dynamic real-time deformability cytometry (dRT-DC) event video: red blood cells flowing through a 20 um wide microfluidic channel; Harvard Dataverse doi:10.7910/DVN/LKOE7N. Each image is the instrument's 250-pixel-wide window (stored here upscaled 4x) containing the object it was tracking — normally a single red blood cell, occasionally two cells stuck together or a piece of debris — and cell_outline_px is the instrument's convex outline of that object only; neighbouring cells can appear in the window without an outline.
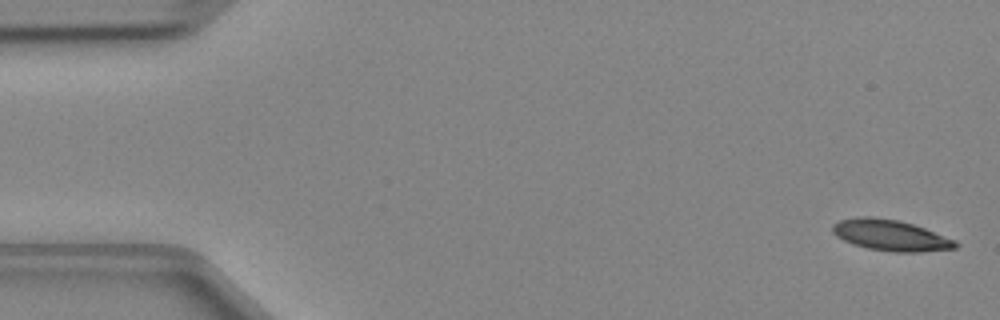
{"species": "Egyptian fruit bat (a non-hibernating species)", "species_latin": "Rousettus aegyptiacus", "temperature_condition": "cold", "stored_images_in_passage": 47, "camera_frame_rate_fps": 3000, "um_per_image_px": 0.085, "animal": {"sex": "female"}, "frame": {"image": 1, "passage_image": 1, "time_ms": 0.0, "image_size_px": [1000, 320], "cell_outline_px": [[960, 244], [956, 248], [920, 252], [896, 252], [868, 248], [844, 240], [836, 236], [832, 232], [832, 224], [840, 220], [856, 216], [872, 216], [896, 220], [912, 224], [924, 228], [956, 240]], "centroid_in_image_um": [75.7, 19.99], "position_along_channel_um": 9.3, "area_um2": 22.08}}
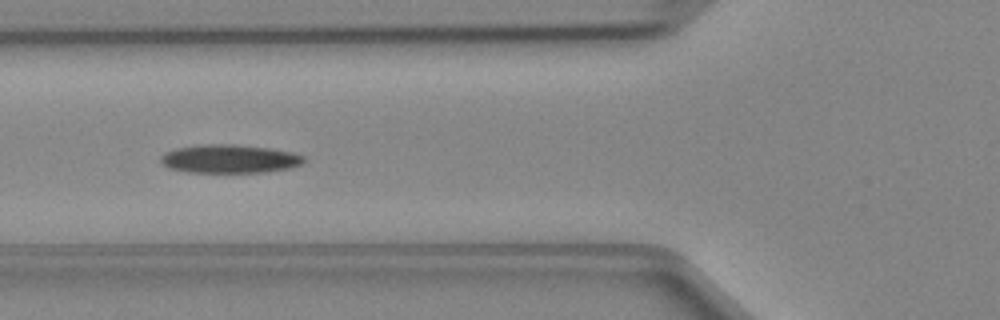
{"frame": {"image": 2, "passage_image": 17, "time_ms": 5.333, "image_size_px": [1000, 320], "cell_outline_px": [[304, 160], [300, 164], [292, 168], [268, 172], [188, 172], [168, 168], [160, 160], [160, 156], [164, 152], [176, 148], [200, 144], [232, 144], [268, 148], [292, 152], [304, 156]], "centroid_in_image_um": [19.49, 13.5], "position_along_channel_um": 106.3, "area_um2": 23.81}}
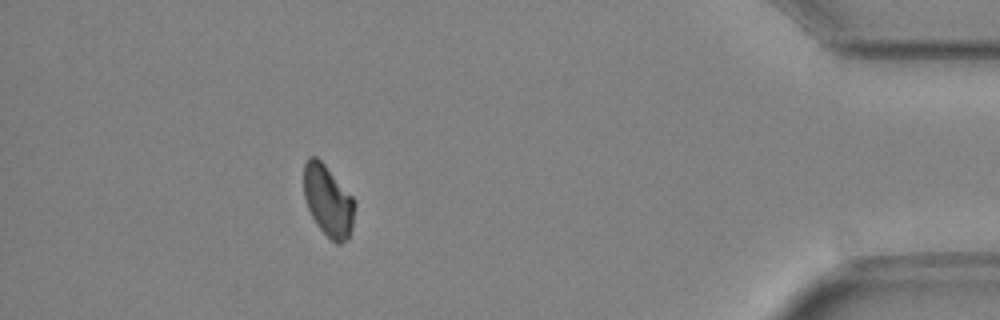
{"frame": {"image": 3, "passage_image": 42, "time_ms": 13.667, "image_size_px": [1000, 320], "cell_outline_px": [[356, 204], [352, 228], [348, 240], [340, 244], [336, 244], [316, 224], [308, 208], [304, 196], [304, 164], [308, 156], [316, 156], [324, 164], [356, 200]], "centroid_in_image_um": [27.91, 17.08], "position_along_channel_um": 407.3, "area_um2": 21.21}}